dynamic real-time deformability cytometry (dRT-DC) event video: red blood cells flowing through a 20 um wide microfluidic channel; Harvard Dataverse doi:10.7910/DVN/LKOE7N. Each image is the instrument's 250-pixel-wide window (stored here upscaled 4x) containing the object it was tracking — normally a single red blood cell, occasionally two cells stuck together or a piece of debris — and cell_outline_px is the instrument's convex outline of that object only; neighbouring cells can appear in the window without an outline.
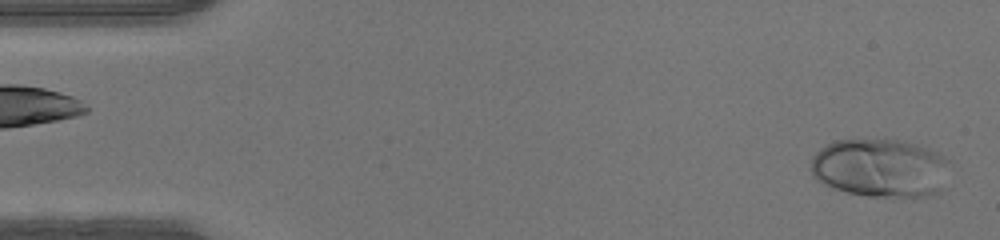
{"species": "human", "species_latin": "Homo sapiens", "temperature_condition": "warm", "stored_images_in_passage": 46, "camera_frame_rate_fps": 3000, "um_per_image_px": 0.085, "donor": {"sex": "male"}, "frame": {"image": 1, "passage_image": 1, "time_ms": 0.0, "image_size_px": [1000, 240], "cell_outline_px": [[952, 160], [940, 188], [936, 192], [928, 196], [868, 196], [848, 192], [832, 188], [824, 184], [812, 172], [812, 156], [820, 148], [836, 140], [900, 140], [932, 148]], "centroid_in_image_um": [74.86, 14.26], "position_along_channel_um": 10.1, "area_um2": 47.22}}
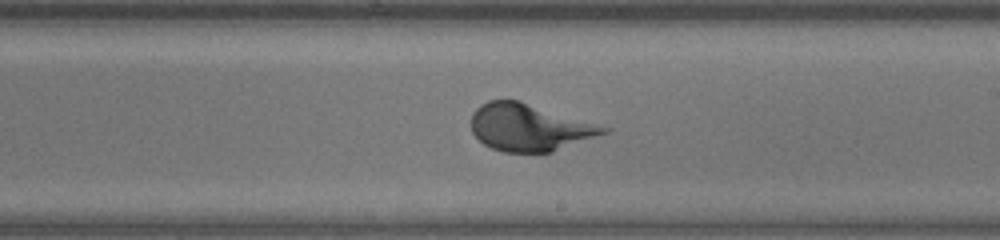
{"frame": {"image": 2, "passage_image": 26, "time_ms": 8.333, "image_size_px": [1000, 240], "cell_outline_px": [[612, 128], [608, 132], [552, 152], [504, 152], [492, 148], [484, 144], [472, 132], [472, 112], [480, 104], [488, 100], [520, 100]], "centroid_in_image_um": [45.0, 10.82], "position_along_channel_um": 244.0, "area_um2": 36.3}}
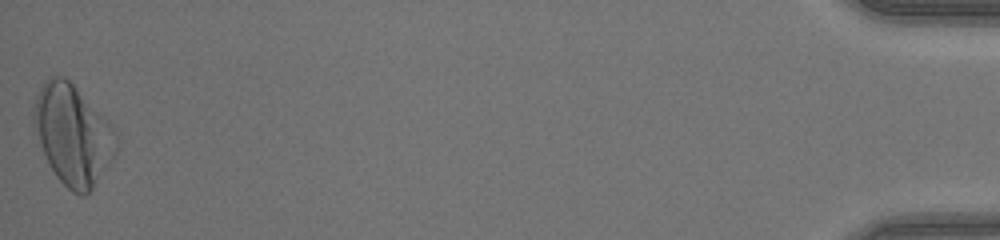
{"frame": {"image": 3, "passage_image": 46, "time_ms": 15.0, "image_size_px": [1000, 240], "cell_outline_px": [[116, 152], [92, 188], [84, 196], [80, 196], [72, 192], [56, 176], [48, 164], [32, 124], [32, 116], [36, 96], [40, 88], [52, 76], [64, 76], [72, 84], [112, 128], [116, 148]], "centroid_in_image_um": [6.12, 11.49], "position_along_channel_um": 429.1, "area_um2": 46.53}}